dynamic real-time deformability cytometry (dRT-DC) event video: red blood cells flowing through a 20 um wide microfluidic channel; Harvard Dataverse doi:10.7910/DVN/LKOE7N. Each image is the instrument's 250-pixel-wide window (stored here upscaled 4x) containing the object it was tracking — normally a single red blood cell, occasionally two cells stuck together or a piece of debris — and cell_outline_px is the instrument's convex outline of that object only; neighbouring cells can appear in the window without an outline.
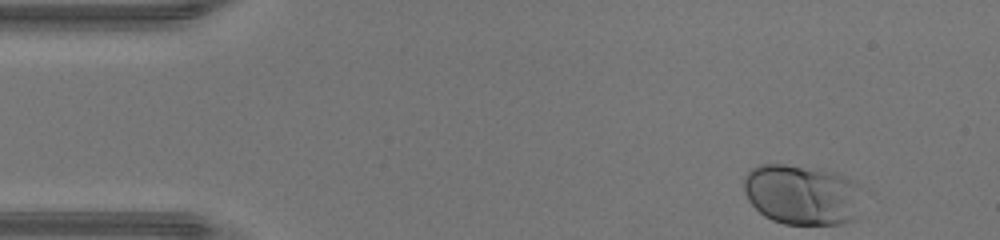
{"species": "human", "species_latin": "Homo sapiens", "temperature_condition": "warm", "stored_images_in_passage": 35, "camera_frame_rate_fps": 3000, "um_per_image_px": 0.085, "donor": {"sex": "male"}, "frame": {"image": 1, "passage_image": 1, "time_ms": 0.0, "image_size_px": [1000, 240], "cell_outline_px": [[860, 188], [856, 220], [844, 224], [784, 224], [772, 220], [764, 216], [748, 200], [744, 192], [744, 176], [752, 168], [760, 164], [784, 164], [824, 168], [836, 172], [856, 180]], "centroid_in_image_um": [68.19, 16.52], "position_along_channel_um": 16.8, "area_um2": 42.37}}
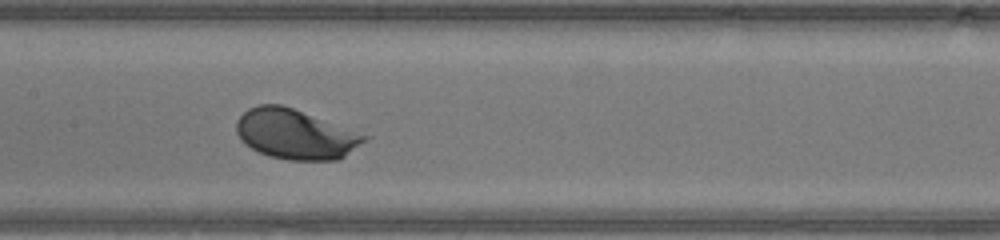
{"frame": {"image": 2, "passage_image": 19, "time_ms": 6.0, "image_size_px": [1000, 240], "cell_outline_px": [[372, 136], [340, 160], [288, 160], [268, 156], [244, 144], [240, 140], [236, 132], [236, 120], [248, 108], [260, 104], [280, 104], [292, 108]], "centroid_in_image_um": [25.12, 11.41], "position_along_channel_um": 182.3, "area_um2": 37.4}}
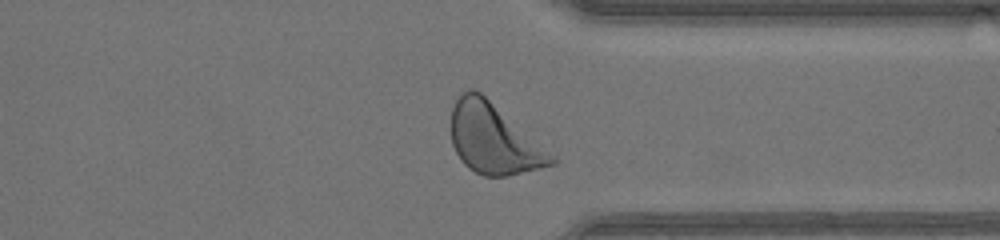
{"frame": {"image": 3, "passage_image": 32, "time_ms": 10.333, "image_size_px": [1000, 240], "cell_outline_px": [[556, 164], [540, 168], [504, 176], [484, 176], [468, 168], [460, 160], [452, 144], [452, 108], [456, 100], [464, 92], [472, 88], [480, 92], [556, 156]], "centroid_in_image_um": [41.97, 11.82], "position_along_channel_um": 369.4, "area_um2": 40.46}, "authors_computed_cell_mechanics": {"area_um2": 37.6856, "velocity_mm_per_s": 4.3908, "shape_relaxation_time_tau1_ms": 1.1324, "shape_relaxation_time_tau2_ms": 8.3401, "deformation_change_tau1": 0.1071, "deformation_change_tau2": 0.2386}}